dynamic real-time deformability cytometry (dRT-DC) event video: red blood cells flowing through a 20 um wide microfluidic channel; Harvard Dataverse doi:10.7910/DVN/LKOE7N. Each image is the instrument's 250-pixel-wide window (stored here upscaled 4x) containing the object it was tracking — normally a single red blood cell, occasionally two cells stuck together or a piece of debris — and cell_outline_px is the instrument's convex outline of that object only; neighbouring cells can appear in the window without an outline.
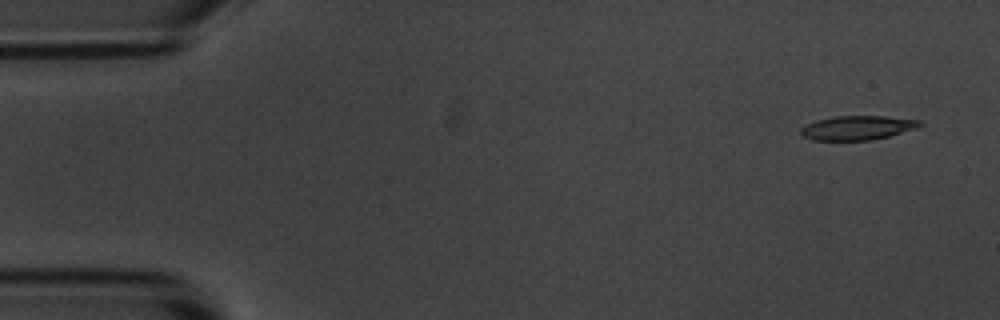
{"species": "common noctule bat (a hibernating species)", "species_latin": "Nyctalus noctula", "temperature_condition": "room temperature", "stored_images_in_passage": 4, "camera_frame_rate_fps": 3000, "um_per_image_px": 0.085, "animal": {"sex": "male", "body_mass_g": 20.1, "forearm_length_mm": 53.5}, "frame": {"image": 1, "passage_image": 1, "time_ms": 0.0, "image_size_px": [1000, 320], "cell_outline_px": [[924, 124], [916, 128], [888, 136], [872, 140], [812, 140], [804, 136], [800, 132], [800, 128], [816, 120], [836, 116], [884, 116], [920, 120]], "centroid_in_image_um": [72.89, 10.86], "position_along_channel_um": 12.1, "area_um2": 16.65}}
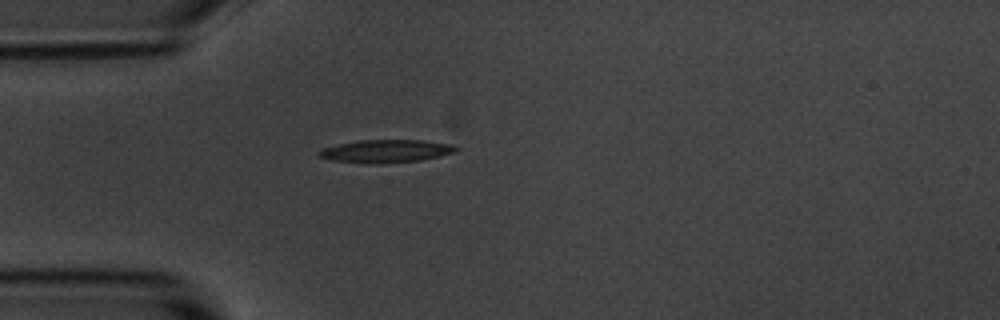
{"frame": {"image": 2, "passage_image": 4, "time_ms": 4.0, "image_size_px": [1000, 320], "cell_outline_px": [[460, 148], [456, 152], [440, 156], [420, 160], [384, 164], [364, 164], [332, 160], [320, 156], [316, 152], [324, 148], [356, 140], [420, 140], [452, 144]], "centroid_in_image_um": [32.83, 12.85], "position_along_channel_um": 52.2, "area_um2": 18.44}}